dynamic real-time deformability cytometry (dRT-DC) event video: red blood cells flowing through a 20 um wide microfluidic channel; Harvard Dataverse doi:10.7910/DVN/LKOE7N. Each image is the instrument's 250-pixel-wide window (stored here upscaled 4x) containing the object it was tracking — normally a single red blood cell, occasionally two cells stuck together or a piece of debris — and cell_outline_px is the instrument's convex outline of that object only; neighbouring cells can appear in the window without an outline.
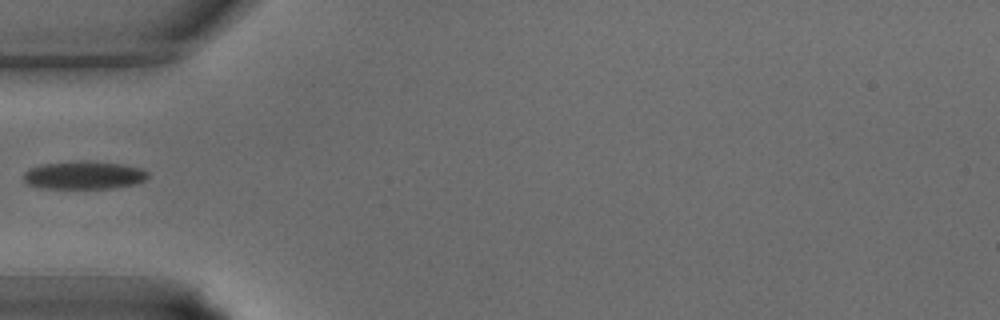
{"species": "common noctule bat (a hibernating species)", "species_latin": "Nyctalus noctula", "temperature_condition": "warm", "stored_images_in_passage": 22, "camera_frame_rate_fps": 3000, "um_per_image_px": 0.085, "animal": {"sex": "male", "body_mass_g": 15.6}, "frame": {"image": 1, "passage_image": 1, "time_ms": 0.0, "image_size_px": [1000, 320], "cell_outline_px": [[148, 176], [144, 180], [136, 184], [112, 188], [40, 188], [28, 184], [24, 180], [24, 172], [28, 168], [44, 164], [80, 160], [124, 164], [144, 168], [148, 172]], "centroid_in_image_um": [7.15, 14.88], "position_along_channel_um": 77.8, "area_um2": 20.46}}
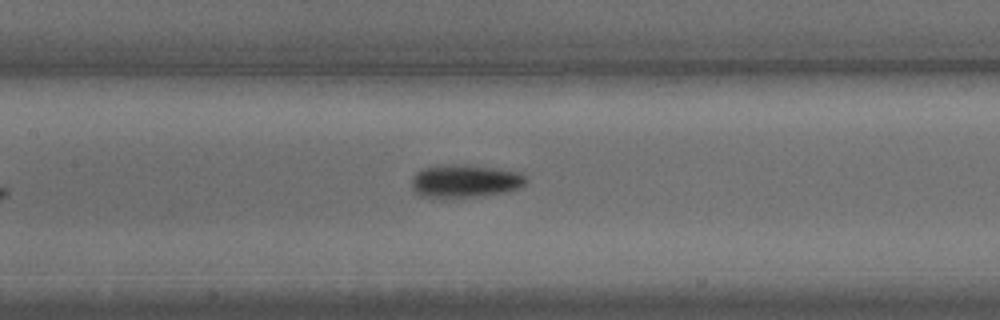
{"frame": {"image": 2, "passage_image": 6, "time_ms": 1.667, "image_size_px": [1000, 320], "cell_outline_px": [[528, 180], [520, 188], [504, 192], [472, 196], [420, 196], [412, 188], [412, 176], [416, 172], [424, 168], [456, 164], [492, 168], [520, 172]], "centroid_in_image_um": [39.53, 15.38], "position_along_channel_um": 167.9, "area_um2": 21.21}}
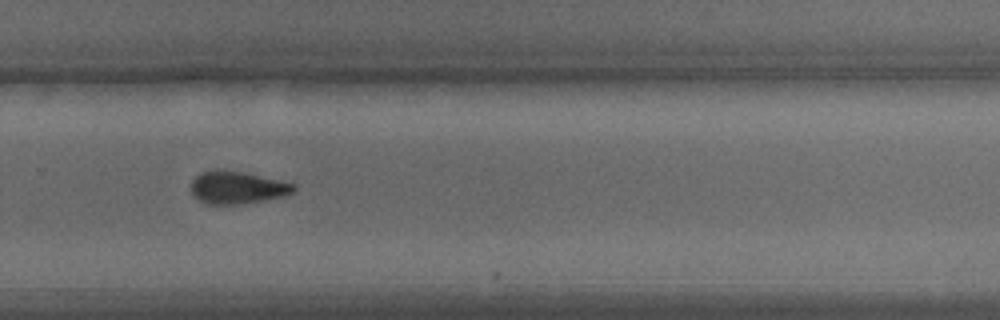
{"frame": {"image": 3, "passage_image": 14, "time_ms": 4.333, "image_size_px": [1000, 320], "cell_outline_px": [[296, 188], [292, 192], [284, 196], [264, 200], [240, 204], [208, 204], [200, 200], [192, 192], [192, 180], [200, 172], [216, 168], [224, 168], [248, 172], [296, 184]], "centroid_in_image_um": [20.18, 15.9], "position_along_channel_um": 309.6, "area_um2": 19.77}}